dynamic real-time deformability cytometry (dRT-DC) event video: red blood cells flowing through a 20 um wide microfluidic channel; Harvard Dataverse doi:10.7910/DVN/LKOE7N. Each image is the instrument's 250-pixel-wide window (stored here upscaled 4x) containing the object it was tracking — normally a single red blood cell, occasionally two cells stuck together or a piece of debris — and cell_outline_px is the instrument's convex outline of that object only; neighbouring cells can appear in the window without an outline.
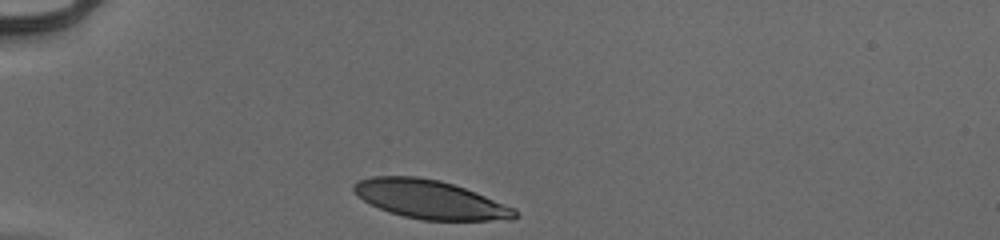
{"species": "human", "species_latin": "Homo sapiens", "temperature_condition": "cold", "stored_images_in_passage": 30, "camera_frame_rate_fps": 3000, "um_per_image_px": 0.085, "donor": {"sex": "male"}, "frame": {"image": 1, "passage_image": 1, "time_ms": 0.0, "image_size_px": [1000, 240], "cell_outline_px": [[520, 216], [512, 220], [424, 220], [404, 216], [388, 212], [356, 196], [352, 188], [352, 184], [360, 180], [372, 176], [416, 176], [440, 180], [464, 188], [516, 208]], "centroid_in_image_um": [36.57, 16.96], "position_along_channel_um": 48.4, "area_um2": 36.24}}
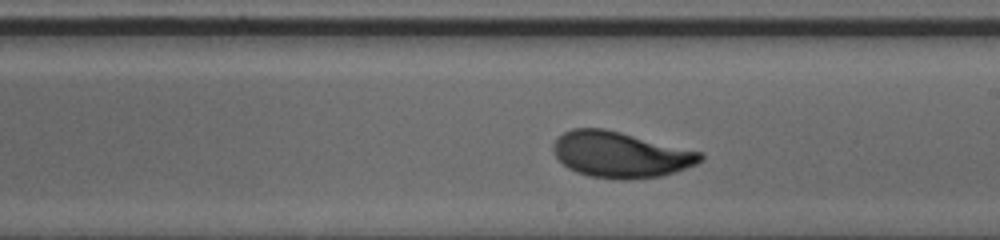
{"frame": {"image": 2, "passage_image": 18, "time_ms": 5.667, "image_size_px": [1000, 240], "cell_outline_px": [[704, 156], [696, 164], [676, 172], [660, 176], [628, 180], [620, 180], [588, 176], [576, 172], [568, 168], [556, 156], [552, 148], [552, 144], [564, 132], [572, 128], [604, 128], [700, 152]], "centroid_in_image_um": [52.71, 13.15], "position_along_channel_um": 236.3, "area_um2": 39.07}}
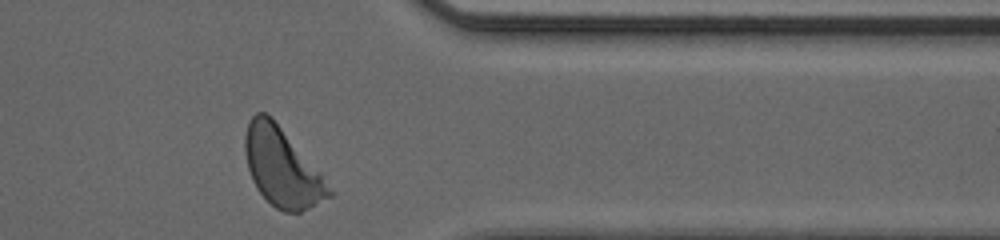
{"frame": {"image": 3, "passage_image": 30, "time_ms": 9.667, "image_size_px": [1000, 240], "cell_outline_px": [[332, 196], [300, 212], [284, 212], [276, 208], [256, 188], [252, 180], [248, 168], [244, 148], [244, 136], [248, 120], [256, 112], [264, 112], [272, 116], [320, 172], [332, 192]], "centroid_in_image_um": [23.94, 14.18], "position_along_channel_um": 387.5, "area_um2": 38.15}, "authors_computed_cell_mechanics": {"area_um2": 38.0902, "velocity_mm_per_s": 3.9347, "shape_relaxation_time_tau1_ms": 2.3652, "shape_relaxation_time_tau2_ms": null, "deformation_change_tau1": 0.1291, "deformation_change_tau2": null}}